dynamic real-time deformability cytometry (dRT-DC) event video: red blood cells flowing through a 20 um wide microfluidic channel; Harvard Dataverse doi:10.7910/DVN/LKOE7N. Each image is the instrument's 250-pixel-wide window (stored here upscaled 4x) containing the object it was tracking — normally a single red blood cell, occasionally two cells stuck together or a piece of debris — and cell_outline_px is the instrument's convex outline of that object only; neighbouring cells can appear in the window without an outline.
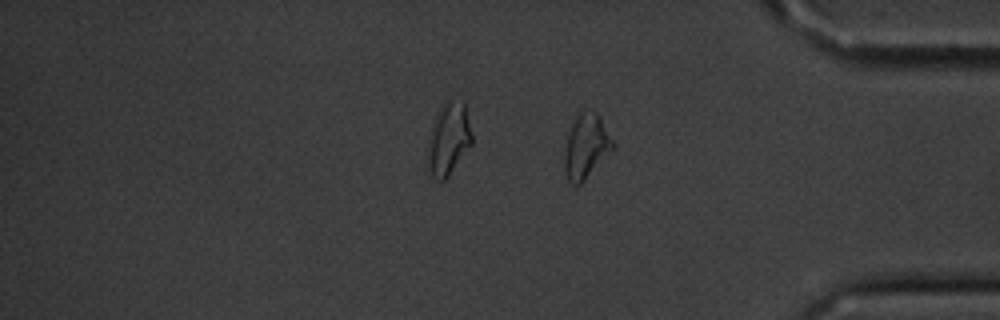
{"species": "common noctule bat (a hibernating species)", "species_latin": "Nyctalus noctula", "temperature_condition": "cold", "stored_images_in_passage": 15, "segment_of_instrument_passage": [2, 2], "camera_frame_rate_fps": 3000, "um_per_image_px": 0.085, "animal": {"sex": "male", "body_mass_g": 20.1, "forearm_length_mm": 53.5}, "frame": {"image": 1, "passage_image": 15, "time_ms": 18.0, "image_size_px": [1000, 320], "cell_outline_px": [[616, 144], [584, 180], [576, 188], [568, 180], [564, 168], [564, 156], [568, 136], [572, 124], [576, 116], [580, 112], [592, 108], [600, 116]], "centroid_in_image_um": [49.82, 12.41], "position_along_channel_um": 385.4, "area_um2": 17.98}}